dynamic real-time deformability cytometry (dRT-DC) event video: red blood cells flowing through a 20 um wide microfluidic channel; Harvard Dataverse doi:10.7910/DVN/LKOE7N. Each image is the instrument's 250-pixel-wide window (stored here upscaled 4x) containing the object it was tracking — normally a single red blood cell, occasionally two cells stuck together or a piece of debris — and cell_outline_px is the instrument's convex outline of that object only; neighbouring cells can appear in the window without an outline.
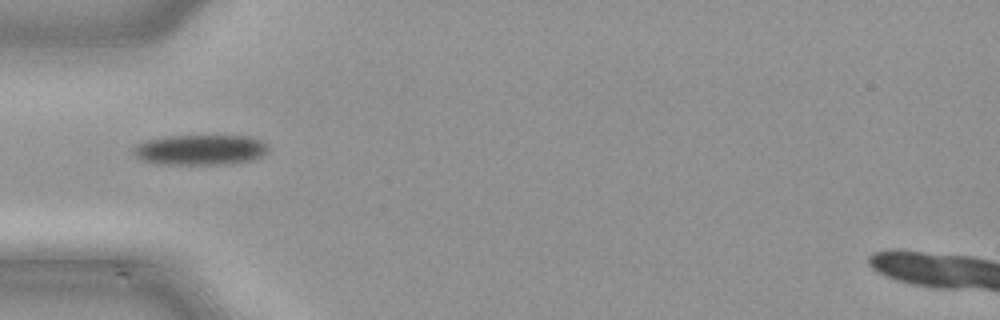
{"species": "common noctule bat (a hibernating species)", "species_latin": "Nyctalus noctula", "temperature_condition": "cold", "stored_images_in_passage": 3, "camera_frame_rate_fps": 3000, "um_per_image_px": 0.085, "animal": {"sex": "male", "body_mass_g": 21.5, "forearm_length_mm": 52.0}, "frame": {"image": 1, "passage_image": 1, "time_ms": 0.0, "image_size_px": [1000, 320], "cell_outline_px": [[268, 148], [260, 156], [252, 160], [228, 164], [160, 164], [140, 160], [132, 156], [132, 148], [136, 144], [144, 140], [168, 136], [248, 136], [260, 140], [268, 144]], "centroid_in_image_um": [16.94, 12.73], "position_along_channel_um": 68.1, "area_um2": 23.99}}